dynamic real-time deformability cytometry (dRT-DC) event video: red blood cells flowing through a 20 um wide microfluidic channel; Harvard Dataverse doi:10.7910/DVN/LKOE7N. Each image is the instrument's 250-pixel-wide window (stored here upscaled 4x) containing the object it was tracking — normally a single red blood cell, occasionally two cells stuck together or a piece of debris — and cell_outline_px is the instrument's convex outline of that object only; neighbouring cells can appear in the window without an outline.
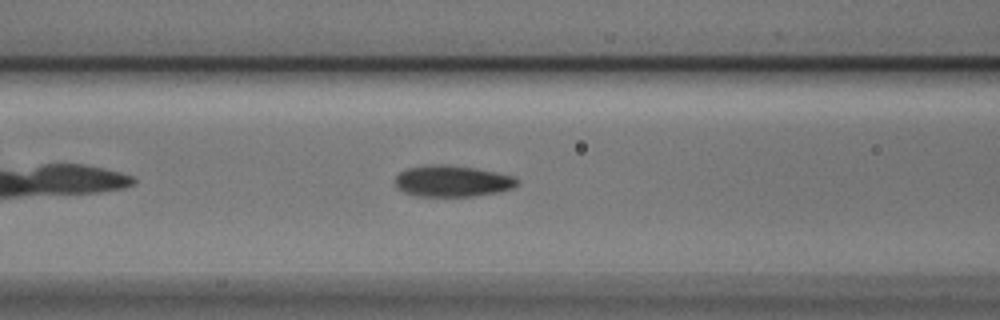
{"species": "Egyptian fruit bat (a non-hibernating species)", "species_latin": "Rousettus aegyptiacus", "temperature_condition": "cold", "stored_images_in_passage": 42, "segment_of_instrument_passage": [1, 2], "camera_frame_rate_fps": 3000, "um_per_image_px": 0.085, "animal": {"sex": "male"}, "frame": {"image": 1, "passage_image": 9, "time_ms": 2.667, "image_size_px": [1000, 320], "cell_outline_px": [[520, 180], [512, 188], [500, 192], [476, 196], [416, 196], [404, 192], [396, 188], [396, 176], [400, 172], [408, 168], [424, 164], [448, 164], [476, 168], [496, 172], [512, 176]], "centroid_in_image_um": [38.43, 15.38], "position_along_channel_um": 128.2, "area_um2": 22.48}}
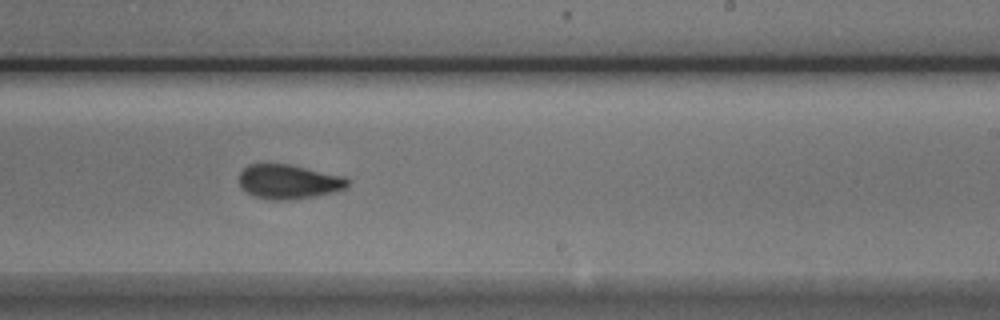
{"frame": {"image": 2, "passage_image": 20, "time_ms": 6.333, "image_size_px": [1000, 320], "cell_outline_px": [[348, 184], [344, 188], [332, 192], [292, 200], [272, 200], [252, 196], [240, 188], [240, 172], [248, 164], [288, 164], [344, 176], [348, 180]], "centroid_in_image_um": [24.48, 15.45], "position_along_channel_um": 264.5, "area_um2": 21.62}}
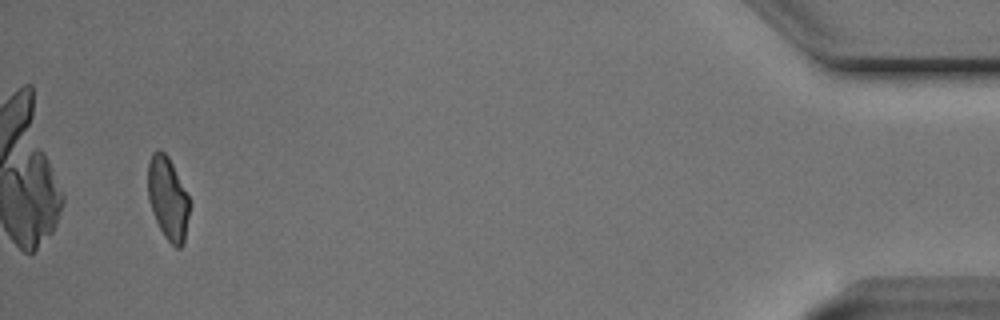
{"frame": {"image": 3, "passage_image": 39, "time_ms": 12.667, "image_size_px": [1000, 320], "cell_outline_px": [[188, 216], [184, 244], [180, 248], [176, 248], [164, 236], [156, 220], [148, 200], [148, 164], [152, 152], [156, 148], [160, 148], [168, 156], [188, 196]], "centroid_in_image_um": [14.25, 16.84], "position_along_channel_um": 421.0, "area_um2": 19.83}}